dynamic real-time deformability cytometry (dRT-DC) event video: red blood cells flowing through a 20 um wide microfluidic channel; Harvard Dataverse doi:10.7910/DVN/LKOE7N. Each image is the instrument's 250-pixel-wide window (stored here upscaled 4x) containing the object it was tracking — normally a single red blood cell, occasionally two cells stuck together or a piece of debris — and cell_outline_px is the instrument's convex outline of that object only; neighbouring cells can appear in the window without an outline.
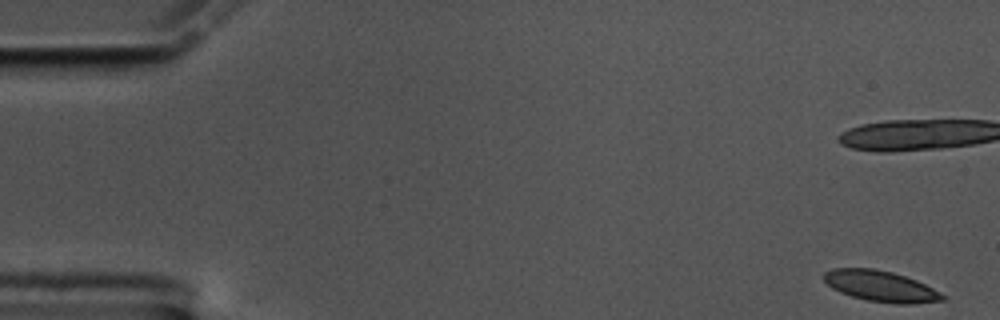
{"species": "common noctule bat (a hibernating species)", "species_latin": "Nyctalus noctula", "temperature_condition": "cold", "stored_images_in_passage": 17, "camera_frame_rate_fps": 3000, "um_per_image_px": 0.085, "animal": {"sex": "male", "body_mass_g": 17.5, "forearm_length_mm": 52.3}, "frame": {"image": 1, "passage_image": 1, "time_ms": 0.0, "image_size_px": [1000, 320], "cell_outline_px": [[944, 300], [912, 304], [896, 304], [868, 300], [852, 296], [840, 292], [832, 288], [824, 280], [824, 272], [832, 268], [872, 268], [892, 272], [916, 280], [932, 288], [944, 296]], "centroid_in_image_um": [74.83, 24.32], "position_along_channel_um": 10.2, "area_um2": 21.1}}